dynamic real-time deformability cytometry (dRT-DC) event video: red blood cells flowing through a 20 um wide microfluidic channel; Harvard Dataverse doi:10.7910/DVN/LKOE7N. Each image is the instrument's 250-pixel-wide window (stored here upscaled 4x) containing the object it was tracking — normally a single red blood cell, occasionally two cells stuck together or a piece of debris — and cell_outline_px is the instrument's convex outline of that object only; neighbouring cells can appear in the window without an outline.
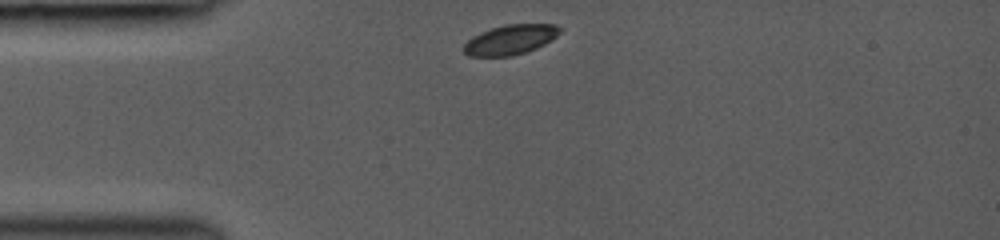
{"species": "common noctule bat (a hibernating species)", "species_latin": "Nyctalus noctula", "temperature_condition": "room temperature", "stored_images_in_passage": 31, "camera_frame_rate_fps": 3000, "um_per_image_px": 0.085, "animal": {"sex": "female", "body_mass_g": 19.0, "forearm_length_mm": 53.3}, "frame": {"image": 1, "passage_image": 1, "time_ms": 0.0, "image_size_px": [1000, 240], "cell_outline_px": [[560, 32], [552, 40], [536, 48], [512, 56], [468, 56], [464, 52], [464, 44], [472, 36], [480, 32], [504, 24], [556, 24], [560, 28]], "centroid_in_image_um": [43.37, 3.37], "position_along_channel_um": 41.6, "area_um2": 16.65}}
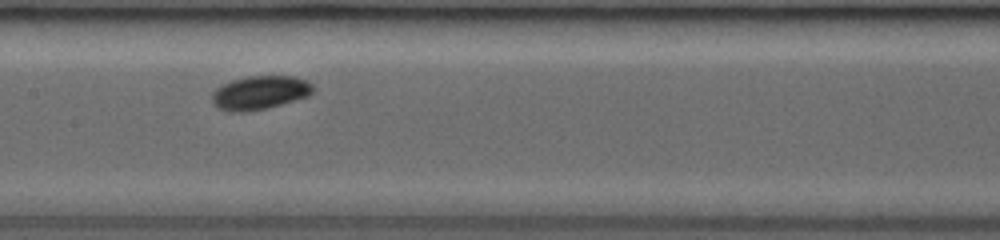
{"frame": {"image": 2, "passage_image": 13, "time_ms": 4.0, "image_size_px": [1000, 240], "cell_outline_px": [[316, 88], [308, 96], [268, 108], [244, 112], [228, 112], [216, 108], [212, 104], [212, 92], [220, 84], [232, 80], [248, 76], [296, 76], [308, 80]], "centroid_in_image_um": [22.07, 7.88], "position_along_channel_um": 185.3, "area_um2": 20.23}}
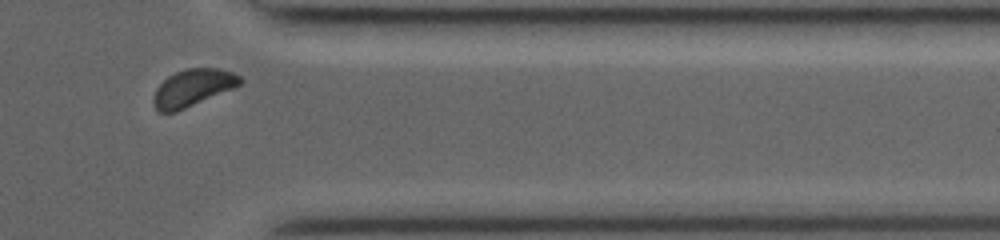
{"frame": {"image": 3, "passage_image": 28, "time_ms": 9.0, "image_size_px": [1000, 240], "cell_outline_px": [[244, 80], [240, 84], [232, 88], [176, 112], [156, 112], [152, 104], [152, 96], [156, 88], [168, 76], [184, 68], [220, 68], [232, 72], [240, 76]], "centroid_in_image_um": [16.33, 7.46], "position_along_channel_um": 395.1, "area_um2": 18.73}, "authors_computed_cell_mechanics": {"area_um2": 18.9584, "velocity_mm_per_s": 4.2058, "shape_relaxation_time_tau1_ms": 1.8405, "shape_relaxation_time_tau2_ms": null, "deformation_change_tau1": 0.0498, "deformation_change_tau2": null}}